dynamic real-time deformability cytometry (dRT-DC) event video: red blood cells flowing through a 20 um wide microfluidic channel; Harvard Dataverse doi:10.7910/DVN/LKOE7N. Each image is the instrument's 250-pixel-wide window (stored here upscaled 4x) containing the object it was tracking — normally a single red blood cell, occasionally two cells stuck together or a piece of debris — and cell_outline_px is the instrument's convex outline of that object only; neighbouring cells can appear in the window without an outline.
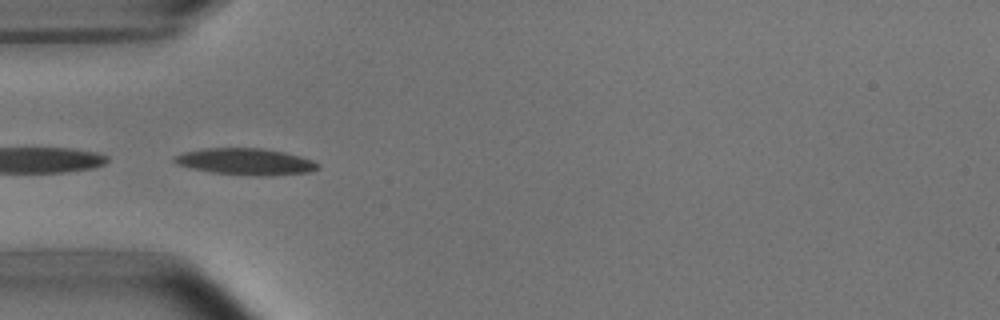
{"species": "common noctule bat (a hibernating species)", "species_latin": "Nyctalus noctula", "temperature_condition": "room temperature", "stored_images_in_passage": 6, "camera_frame_rate_fps": 3000, "um_per_image_px": 0.085, "animal": {"sex": "male", "body_mass_g": 15.6}, "frame": {"image": 1, "passage_image": 4, "time_ms": 1.0, "image_size_px": [1000, 320], "cell_outline_px": [[320, 168], [308, 172], [272, 176], [256, 176], [212, 172], [192, 168], [176, 164], [172, 160], [172, 156], [184, 152], [204, 148], [264, 148], [284, 152], [300, 156], [312, 160], [320, 164]], "centroid_in_image_um": [20.88, 13.74], "position_along_channel_um": 64.1, "area_um2": 22.37}}